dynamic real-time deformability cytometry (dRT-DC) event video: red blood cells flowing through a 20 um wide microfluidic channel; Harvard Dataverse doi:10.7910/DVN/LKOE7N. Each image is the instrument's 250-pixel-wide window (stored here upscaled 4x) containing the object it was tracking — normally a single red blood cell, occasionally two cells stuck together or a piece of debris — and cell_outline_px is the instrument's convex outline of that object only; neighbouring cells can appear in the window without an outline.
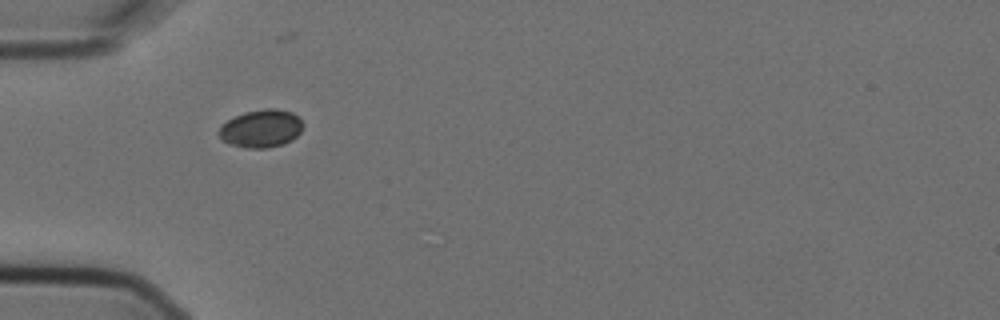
{"species": "Egyptian fruit bat (a non-hibernating species)", "species_latin": "Rousettus aegyptiacus", "temperature_condition": "cold", "stored_images_in_passage": 2, "camera_frame_rate_fps": 3000, "um_per_image_px": 0.085, "animal": {"sex": "female"}, "frame": {"image": 1, "passage_image": 1, "time_ms": 0.0, "image_size_px": [1000, 320], "cell_outline_px": [[304, 124], [300, 132], [292, 140], [284, 144], [268, 148], [244, 148], [228, 144], [220, 140], [220, 128], [228, 120], [244, 112], [264, 108], [276, 108], [292, 112]], "centroid_in_image_um": [22.21, 10.93], "position_along_channel_um": 62.8, "area_um2": 18.61}}
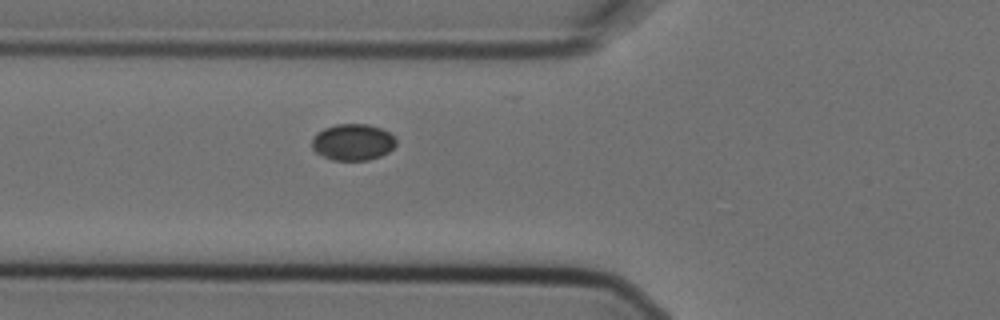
{"frame": {"image": 2, "passage_image": 2, "time_ms": 0.333, "image_size_px": [1000, 320], "cell_outline_px": [[396, 144], [388, 152], [380, 156], [368, 160], [332, 160], [316, 152], [312, 148], [312, 136], [316, 132], [324, 128], [336, 124], [368, 124], [380, 128], [388, 132], [396, 140]], "centroid_in_image_um": [29.96, 12.07], "position_along_channel_um": 95.8, "area_um2": 17.86}}